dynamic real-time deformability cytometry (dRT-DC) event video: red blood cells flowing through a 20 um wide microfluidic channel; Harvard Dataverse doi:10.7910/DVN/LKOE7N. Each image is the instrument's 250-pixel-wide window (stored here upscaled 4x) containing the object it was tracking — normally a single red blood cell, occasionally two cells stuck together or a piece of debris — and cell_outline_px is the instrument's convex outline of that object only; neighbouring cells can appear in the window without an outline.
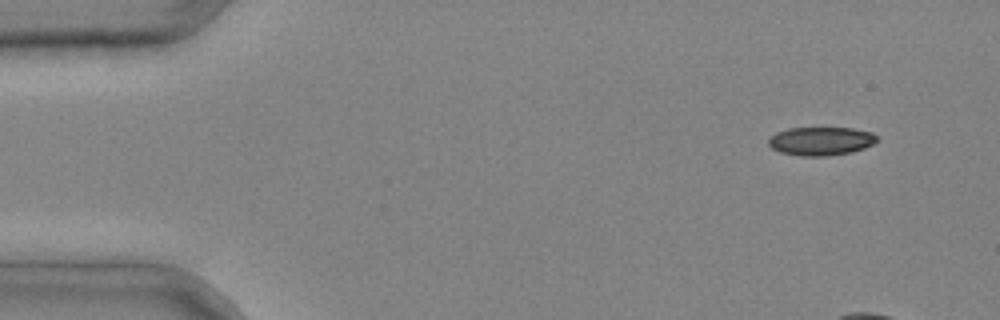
{"species": "common noctule bat (a hibernating species)", "species_latin": "Nyctalus noctula", "temperature_condition": "cold", "stored_images_in_passage": 3, "camera_frame_rate_fps": 3000, "um_per_image_px": 0.085, "animal": {"sex": "male", "body_mass_g": 20.4}, "frame": {"image": 1, "passage_image": 1, "time_ms": 0.0, "image_size_px": [1000, 320], "cell_outline_px": [[880, 140], [864, 148], [852, 152], [828, 156], [800, 156], [780, 152], [772, 148], [768, 144], [768, 140], [776, 132], [788, 128], [852, 128], [872, 132]], "centroid_in_image_um": [69.79, 11.99], "position_along_channel_um": 15.2, "area_um2": 18.09}}